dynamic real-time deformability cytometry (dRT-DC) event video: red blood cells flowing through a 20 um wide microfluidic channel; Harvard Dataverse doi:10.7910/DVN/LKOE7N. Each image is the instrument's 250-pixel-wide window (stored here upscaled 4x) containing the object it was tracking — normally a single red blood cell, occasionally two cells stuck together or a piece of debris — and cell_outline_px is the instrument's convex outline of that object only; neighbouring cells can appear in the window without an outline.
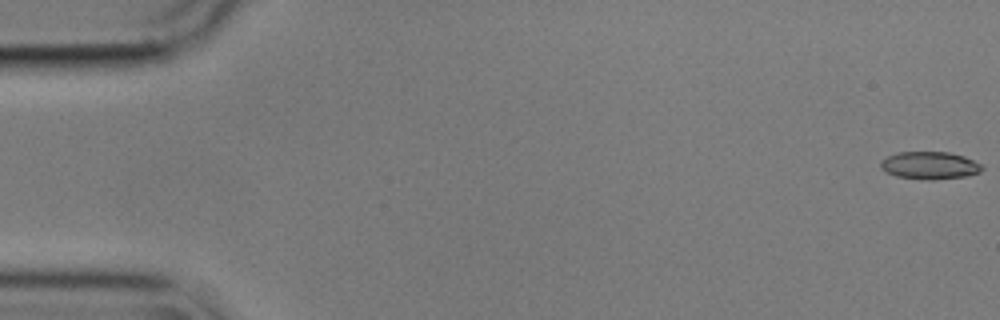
{"species": "common noctule bat (a hibernating species)", "species_latin": "Nyctalus noctula", "temperature_condition": "cold", "stored_images_in_passage": 56, "camera_frame_rate_fps": 3000, "um_per_image_px": 0.085, "animal": {"sex": "male", "body_mass_g": 17.9}, "frame": {"image": 1, "passage_image": 1, "time_ms": 0.0, "image_size_px": [1000, 320], "cell_outline_px": [[984, 168], [980, 172], [968, 176], [932, 180], [928, 180], [896, 176], [880, 168], [880, 160], [896, 152], [948, 152], [964, 156], [984, 164]], "centroid_in_image_um": [79.06, 14.06], "position_along_channel_um": 5.9, "area_um2": 16.47}}
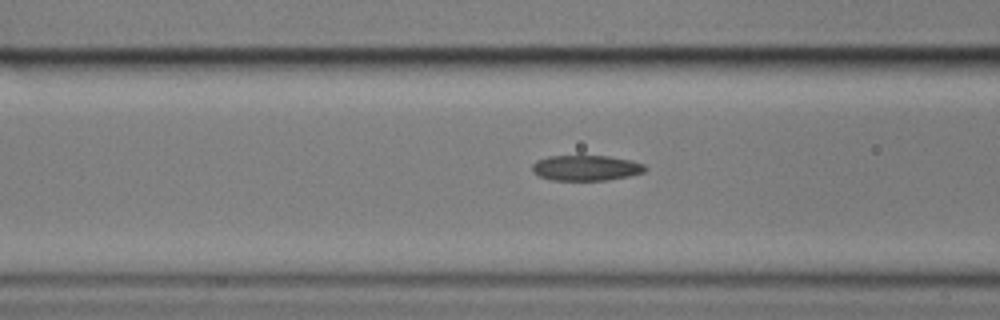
{"frame": {"image": 2, "passage_image": 22, "time_ms": 7.0, "image_size_px": [1000, 320], "cell_outline_px": [[648, 168], [644, 172], [628, 176], [608, 180], [552, 180], [540, 176], [532, 172], [532, 164], [536, 160], [548, 156], [608, 156], [632, 160], [644, 164]], "centroid_in_image_um": [49.82, 14.27], "position_along_channel_um": 116.8, "area_um2": 16.82}}
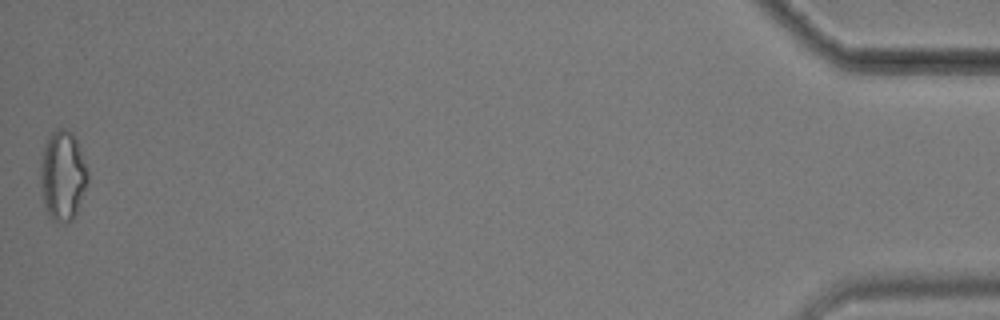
{"frame": {"image": 3, "passage_image": 56, "time_ms": 18.333, "image_size_px": [1000, 320], "cell_outline_px": [[88, 180], [76, 212], [72, 220], [64, 224], [52, 220], [48, 216], [44, 204], [40, 184], [40, 172], [44, 144], [48, 136], [56, 128], [64, 128], [72, 132], [76, 140], [88, 172]], "centroid_in_image_um": [5.3, 14.93], "position_along_channel_um": 429.9, "area_um2": 24.68}, "authors_computed_cell_mechanics": {"area_um2": 16.7909, "velocity_mm_per_s": 3.594, "shape_relaxation_time_tau1_ms": null, "shape_relaxation_time_tau2_ms": 2.0616, "deformation_change_tau1": null, "deformation_change_tau2": 0.0819}}